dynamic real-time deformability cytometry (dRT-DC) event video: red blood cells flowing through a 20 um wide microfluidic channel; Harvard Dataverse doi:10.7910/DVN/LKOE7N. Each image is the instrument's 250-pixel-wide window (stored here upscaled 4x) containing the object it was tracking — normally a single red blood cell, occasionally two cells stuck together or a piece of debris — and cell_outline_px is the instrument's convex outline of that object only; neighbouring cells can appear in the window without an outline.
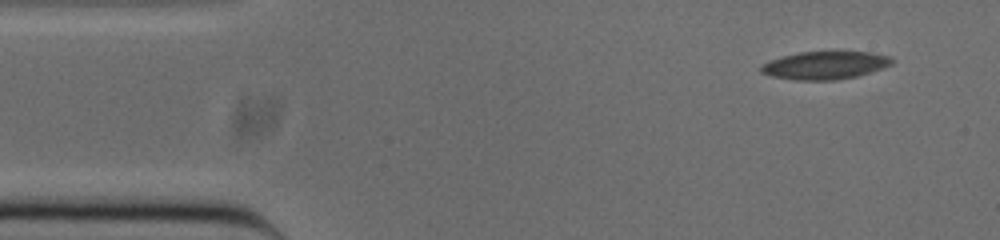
{"species": "common noctule bat (a hibernating species)", "species_latin": "Nyctalus noctula", "temperature_condition": "cold", "stored_images_in_passage": 50, "camera_frame_rate_fps": 3000, "um_per_image_px": 0.085, "animal": {"sex": "male", "body_mass_g": 20.0, "forearm_length_mm": 53.3}, "frame": {"image": 1, "passage_image": 1, "time_ms": 0.0, "image_size_px": [1000, 240], "cell_outline_px": [[892, 64], [856, 76], [836, 80], [796, 80], [772, 76], [760, 72], [760, 68], [764, 64], [772, 60], [784, 56], [800, 52], [868, 52], [892, 56]], "centroid_in_image_um": [70.13, 5.55], "position_along_channel_um": 14.9, "area_um2": 20.87}}
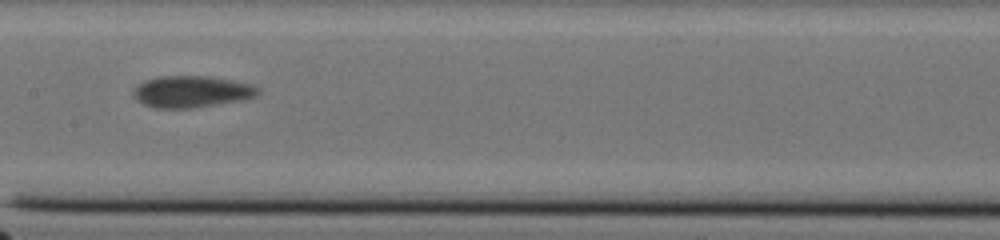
{"frame": {"image": 2, "passage_image": 22, "time_ms": 7.0, "image_size_px": [1000, 240], "cell_outline_px": [[260, 92], [256, 96], [244, 100], [192, 108], [156, 108], [144, 104], [132, 96], [132, 92], [136, 84], [144, 80], [160, 76], [212, 76], [232, 80], [248, 84], [260, 88]], "centroid_in_image_um": [16.27, 7.78], "position_along_channel_um": 191.1, "area_um2": 23.18}}
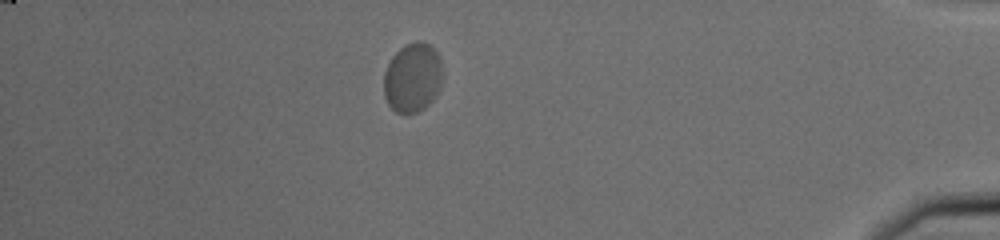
{"frame": {"image": 3, "passage_image": 43, "time_ms": 14.0, "image_size_px": [1000, 240], "cell_outline_px": [[440, 88], [432, 100], [424, 108], [416, 112], [396, 112], [388, 104], [384, 96], [384, 72], [392, 56], [400, 48], [416, 40], [420, 40], [428, 44], [440, 56]], "centroid_in_image_um": [35.04, 6.59], "position_along_channel_um": 400.2, "area_um2": 23.41}, "authors_computed_cell_mechanics": {"area_um2": 22.542, "velocity_mm_per_s": 3.7364, "shape_relaxation_time_tau1_ms": null, "shape_relaxation_time_tau2_ms": 0.8635, "deformation_change_tau1": null, "deformation_change_tau2": 0.0379}}